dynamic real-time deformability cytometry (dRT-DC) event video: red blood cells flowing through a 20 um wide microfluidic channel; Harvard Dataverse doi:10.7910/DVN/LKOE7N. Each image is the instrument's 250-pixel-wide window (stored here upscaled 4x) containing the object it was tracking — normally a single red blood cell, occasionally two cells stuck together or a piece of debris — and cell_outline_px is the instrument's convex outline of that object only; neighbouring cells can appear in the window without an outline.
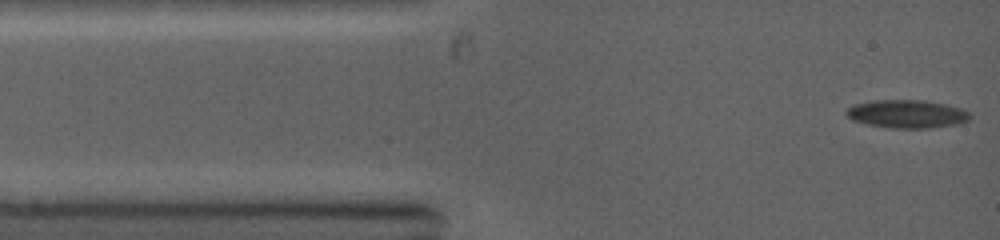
{"species": "common noctule bat (a hibernating species)", "species_latin": "Nyctalus noctula", "temperature_condition": "warm", "stored_images_in_passage": 8, "camera_frame_rate_fps": 5000, "um_per_image_px": 0.085, "animal": {"sex": "female", "body_mass_g": 19.0, "forearm_length_mm": 53.3}, "frame": {"image": 1, "passage_image": 1, "time_ms": 0.0, "image_size_px": [1000, 240], "cell_outline_px": [[968, 120], [956, 124], [928, 128], [892, 128], [868, 124], [852, 120], [844, 112], [848, 108], [856, 104], [872, 100], [924, 100], [944, 104], [960, 108], [968, 112]], "centroid_in_image_um": [77.05, 9.68], "position_along_channel_um": 8.0, "area_um2": 20.0}}
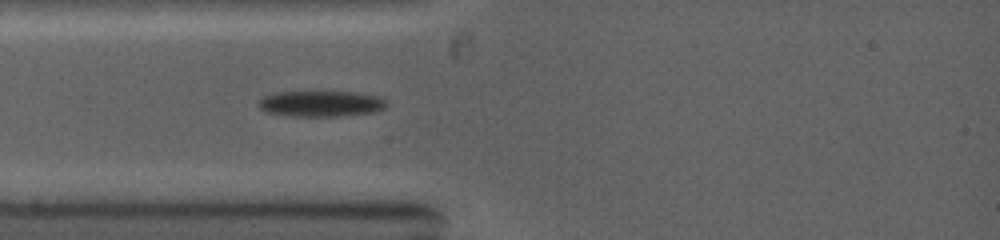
{"frame": {"image": 2, "passage_image": 6, "time_ms": 2.4, "image_size_px": [1000, 240], "cell_outline_px": [[388, 104], [384, 108], [376, 112], [336, 116], [292, 116], [268, 112], [260, 108], [256, 104], [256, 100], [272, 92], [352, 92], [380, 96]], "centroid_in_image_um": [27.25, 8.81], "position_along_channel_um": 57.8, "area_um2": 19.36}}